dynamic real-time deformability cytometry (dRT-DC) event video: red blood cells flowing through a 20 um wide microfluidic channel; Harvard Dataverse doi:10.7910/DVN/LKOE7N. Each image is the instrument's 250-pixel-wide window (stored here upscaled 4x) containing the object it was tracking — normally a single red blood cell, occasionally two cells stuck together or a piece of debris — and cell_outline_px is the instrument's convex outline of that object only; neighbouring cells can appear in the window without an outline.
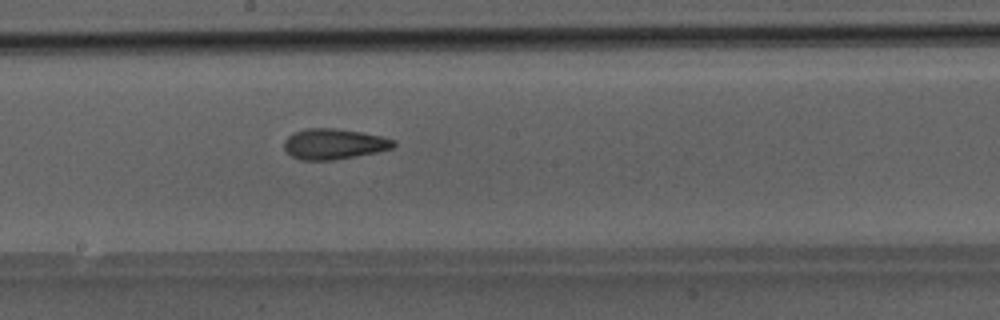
{"species": "Egyptian fruit bat (a non-hibernating species)", "species_latin": "Rousettus aegyptiacus", "temperature_condition": "room temperature", "stored_images_in_passage": 35, "camera_frame_rate_fps": 3000, "um_per_image_px": 0.085, "animal": {"sex": "male"}, "frame": {"image": 1, "passage_image": 20, "time_ms": 6.333, "image_size_px": [1000, 320], "cell_outline_px": [[396, 144], [392, 148], [380, 152], [332, 160], [300, 160], [292, 156], [284, 148], [284, 140], [288, 136], [304, 128], [336, 128], [360, 132], [380, 136], [396, 140]], "centroid_in_image_um": [28.4, 12.24], "position_along_channel_um": 219.8, "area_um2": 19.54}}
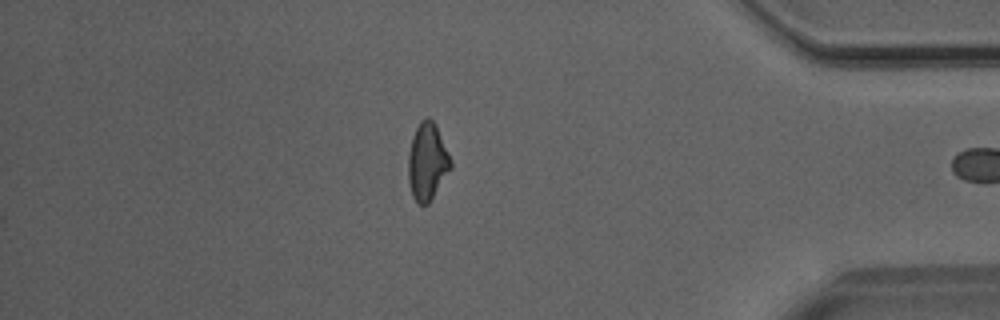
{"frame": {"image": 2, "passage_image": 35, "time_ms": 11.333, "image_size_px": [1000, 320], "cell_outline_px": [[452, 168], [428, 204], [416, 204], [412, 196], [408, 180], [408, 156], [412, 136], [420, 120], [428, 116], [436, 124], [452, 160]], "centroid_in_image_um": [36.32, 13.74], "position_along_channel_um": 398.9, "area_um2": 19.36}}